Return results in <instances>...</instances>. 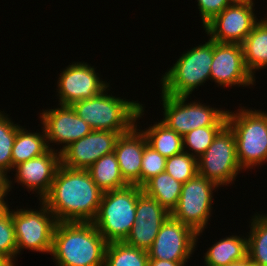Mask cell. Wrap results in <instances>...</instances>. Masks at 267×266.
<instances>
[{
	"label": "cell",
	"instance_id": "6da1fadb",
	"mask_svg": "<svg viewBox=\"0 0 267 266\" xmlns=\"http://www.w3.org/2000/svg\"><path fill=\"white\" fill-rule=\"evenodd\" d=\"M103 191L88 170L70 169L62 164L50 192L42 199L57 222H92L98 212Z\"/></svg>",
	"mask_w": 267,
	"mask_h": 266
},
{
	"label": "cell",
	"instance_id": "7a4b0ae2",
	"mask_svg": "<svg viewBox=\"0 0 267 266\" xmlns=\"http://www.w3.org/2000/svg\"><path fill=\"white\" fill-rule=\"evenodd\" d=\"M107 243L92 222H57L50 255L56 266H104Z\"/></svg>",
	"mask_w": 267,
	"mask_h": 266
},
{
	"label": "cell",
	"instance_id": "3957f363",
	"mask_svg": "<svg viewBox=\"0 0 267 266\" xmlns=\"http://www.w3.org/2000/svg\"><path fill=\"white\" fill-rule=\"evenodd\" d=\"M92 130L128 132L144 115V106L136 101L110 96L105 89L99 95L71 105Z\"/></svg>",
	"mask_w": 267,
	"mask_h": 266
},
{
	"label": "cell",
	"instance_id": "277c9868",
	"mask_svg": "<svg viewBox=\"0 0 267 266\" xmlns=\"http://www.w3.org/2000/svg\"><path fill=\"white\" fill-rule=\"evenodd\" d=\"M142 192L137 185L103 192L92 223L108 243L127 238L136 220L137 198Z\"/></svg>",
	"mask_w": 267,
	"mask_h": 266
},
{
	"label": "cell",
	"instance_id": "5b68a950",
	"mask_svg": "<svg viewBox=\"0 0 267 266\" xmlns=\"http://www.w3.org/2000/svg\"><path fill=\"white\" fill-rule=\"evenodd\" d=\"M237 112L227 111V124L235 135L239 165L253 169L267 162V112L244 107Z\"/></svg>",
	"mask_w": 267,
	"mask_h": 266
},
{
	"label": "cell",
	"instance_id": "8992f818",
	"mask_svg": "<svg viewBox=\"0 0 267 266\" xmlns=\"http://www.w3.org/2000/svg\"><path fill=\"white\" fill-rule=\"evenodd\" d=\"M213 40L188 50L161 78V93L170 96H188L198 86L211 80Z\"/></svg>",
	"mask_w": 267,
	"mask_h": 266
},
{
	"label": "cell",
	"instance_id": "52a82bcc",
	"mask_svg": "<svg viewBox=\"0 0 267 266\" xmlns=\"http://www.w3.org/2000/svg\"><path fill=\"white\" fill-rule=\"evenodd\" d=\"M164 117L161 120L168 128L180 136L207 126H224L227 123V111L216 109L200 102L187 103L188 96H170L162 93Z\"/></svg>",
	"mask_w": 267,
	"mask_h": 266
},
{
	"label": "cell",
	"instance_id": "ba28073f",
	"mask_svg": "<svg viewBox=\"0 0 267 266\" xmlns=\"http://www.w3.org/2000/svg\"><path fill=\"white\" fill-rule=\"evenodd\" d=\"M198 174L218 187L235 181L242 171L236 153L235 135L226 123L215 135L212 144L197 159Z\"/></svg>",
	"mask_w": 267,
	"mask_h": 266
},
{
	"label": "cell",
	"instance_id": "9c48e42d",
	"mask_svg": "<svg viewBox=\"0 0 267 266\" xmlns=\"http://www.w3.org/2000/svg\"><path fill=\"white\" fill-rule=\"evenodd\" d=\"M40 204L39 211L22 208L12 210L17 255L23 249L51 254L57 220L42 200Z\"/></svg>",
	"mask_w": 267,
	"mask_h": 266
},
{
	"label": "cell",
	"instance_id": "30bf717a",
	"mask_svg": "<svg viewBox=\"0 0 267 266\" xmlns=\"http://www.w3.org/2000/svg\"><path fill=\"white\" fill-rule=\"evenodd\" d=\"M218 186L197 174L182 185L181 195L171 216L189 226L198 236L207 227L213 205V190Z\"/></svg>",
	"mask_w": 267,
	"mask_h": 266
},
{
	"label": "cell",
	"instance_id": "8fae6325",
	"mask_svg": "<svg viewBox=\"0 0 267 266\" xmlns=\"http://www.w3.org/2000/svg\"><path fill=\"white\" fill-rule=\"evenodd\" d=\"M254 5L236 2L228 5L203 26L206 34L218 43L242 44L259 21L253 13Z\"/></svg>",
	"mask_w": 267,
	"mask_h": 266
},
{
	"label": "cell",
	"instance_id": "7c38bea8",
	"mask_svg": "<svg viewBox=\"0 0 267 266\" xmlns=\"http://www.w3.org/2000/svg\"><path fill=\"white\" fill-rule=\"evenodd\" d=\"M197 233L171 215L147 250L149 259L187 261L197 246Z\"/></svg>",
	"mask_w": 267,
	"mask_h": 266
},
{
	"label": "cell",
	"instance_id": "4fadbf2b",
	"mask_svg": "<svg viewBox=\"0 0 267 266\" xmlns=\"http://www.w3.org/2000/svg\"><path fill=\"white\" fill-rule=\"evenodd\" d=\"M97 74L95 68L85 62H74L66 67L57 82L59 105H72L109 90V83L102 81Z\"/></svg>",
	"mask_w": 267,
	"mask_h": 266
},
{
	"label": "cell",
	"instance_id": "5bb4252c",
	"mask_svg": "<svg viewBox=\"0 0 267 266\" xmlns=\"http://www.w3.org/2000/svg\"><path fill=\"white\" fill-rule=\"evenodd\" d=\"M123 133L126 132L92 130L60 153L61 164L70 169L87 170L102 156L114 152L117 139Z\"/></svg>",
	"mask_w": 267,
	"mask_h": 266
},
{
	"label": "cell",
	"instance_id": "9a60e30c",
	"mask_svg": "<svg viewBox=\"0 0 267 266\" xmlns=\"http://www.w3.org/2000/svg\"><path fill=\"white\" fill-rule=\"evenodd\" d=\"M211 80L218 86L254 85L255 78L245 66L241 44L218 43L213 41Z\"/></svg>",
	"mask_w": 267,
	"mask_h": 266
},
{
	"label": "cell",
	"instance_id": "2e32d148",
	"mask_svg": "<svg viewBox=\"0 0 267 266\" xmlns=\"http://www.w3.org/2000/svg\"><path fill=\"white\" fill-rule=\"evenodd\" d=\"M61 107L43 110L40 113L47 145L49 143L64 144L60 153L71 143L88 135L92 129L88 123L81 119L73 110L71 105H59Z\"/></svg>",
	"mask_w": 267,
	"mask_h": 266
},
{
	"label": "cell",
	"instance_id": "e0dca14e",
	"mask_svg": "<svg viewBox=\"0 0 267 266\" xmlns=\"http://www.w3.org/2000/svg\"><path fill=\"white\" fill-rule=\"evenodd\" d=\"M135 215V223L124 242L147 251L171 214L154 198L142 192L137 198Z\"/></svg>",
	"mask_w": 267,
	"mask_h": 266
},
{
	"label": "cell",
	"instance_id": "ac0fdd59",
	"mask_svg": "<svg viewBox=\"0 0 267 266\" xmlns=\"http://www.w3.org/2000/svg\"><path fill=\"white\" fill-rule=\"evenodd\" d=\"M60 165V152L54 148L48 149L44 154L15 166V182L21 183L30 191H37L39 200H42L50 192Z\"/></svg>",
	"mask_w": 267,
	"mask_h": 266
},
{
	"label": "cell",
	"instance_id": "d6986e66",
	"mask_svg": "<svg viewBox=\"0 0 267 266\" xmlns=\"http://www.w3.org/2000/svg\"><path fill=\"white\" fill-rule=\"evenodd\" d=\"M147 144L146 136L137 129V124L117 139L114 154L122 177L129 185L140 187L142 155Z\"/></svg>",
	"mask_w": 267,
	"mask_h": 266
},
{
	"label": "cell",
	"instance_id": "ffe728a7",
	"mask_svg": "<svg viewBox=\"0 0 267 266\" xmlns=\"http://www.w3.org/2000/svg\"><path fill=\"white\" fill-rule=\"evenodd\" d=\"M241 45L245 66L254 78L255 70L267 68V21H258Z\"/></svg>",
	"mask_w": 267,
	"mask_h": 266
},
{
	"label": "cell",
	"instance_id": "44dd1931",
	"mask_svg": "<svg viewBox=\"0 0 267 266\" xmlns=\"http://www.w3.org/2000/svg\"><path fill=\"white\" fill-rule=\"evenodd\" d=\"M246 257H248L247 238L231 235L213 244L203 258L206 266H226Z\"/></svg>",
	"mask_w": 267,
	"mask_h": 266
},
{
	"label": "cell",
	"instance_id": "7402d4cb",
	"mask_svg": "<svg viewBox=\"0 0 267 266\" xmlns=\"http://www.w3.org/2000/svg\"><path fill=\"white\" fill-rule=\"evenodd\" d=\"M182 185L168 173L162 172L148 180L141 188L171 214L178 204Z\"/></svg>",
	"mask_w": 267,
	"mask_h": 266
},
{
	"label": "cell",
	"instance_id": "603a6c76",
	"mask_svg": "<svg viewBox=\"0 0 267 266\" xmlns=\"http://www.w3.org/2000/svg\"><path fill=\"white\" fill-rule=\"evenodd\" d=\"M42 133L29 132L22 126L17 130V134L12 148V169L29 159L44 154L49 148L46 134L42 127Z\"/></svg>",
	"mask_w": 267,
	"mask_h": 266
},
{
	"label": "cell",
	"instance_id": "cb8c5ba5",
	"mask_svg": "<svg viewBox=\"0 0 267 266\" xmlns=\"http://www.w3.org/2000/svg\"><path fill=\"white\" fill-rule=\"evenodd\" d=\"M87 170L92 180L103 192L120 189L129 185L122 177L114 152L102 156Z\"/></svg>",
	"mask_w": 267,
	"mask_h": 266
},
{
	"label": "cell",
	"instance_id": "d4e9b609",
	"mask_svg": "<svg viewBox=\"0 0 267 266\" xmlns=\"http://www.w3.org/2000/svg\"><path fill=\"white\" fill-rule=\"evenodd\" d=\"M142 132L146 136L148 145L166 158L184 151L183 137L161 121Z\"/></svg>",
	"mask_w": 267,
	"mask_h": 266
},
{
	"label": "cell",
	"instance_id": "484cf974",
	"mask_svg": "<svg viewBox=\"0 0 267 266\" xmlns=\"http://www.w3.org/2000/svg\"><path fill=\"white\" fill-rule=\"evenodd\" d=\"M148 260L147 251L115 241L107 243L104 266H148Z\"/></svg>",
	"mask_w": 267,
	"mask_h": 266
},
{
	"label": "cell",
	"instance_id": "4316f807",
	"mask_svg": "<svg viewBox=\"0 0 267 266\" xmlns=\"http://www.w3.org/2000/svg\"><path fill=\"white\" fill-rule=\"evenodd\" d=\"M252 217L247 235L248 257L253 265L267 266V214Z\"/></svg>",
	"mask_w": 267,
	"mask_h": 266
},
{
	"label": "cell",
	"instance_id": "83f0119b",
	"mask_svg": "<svg viewBox=\"0 0 267 266\" xmlns=\"http://www.w3.org/2000/svg\"><path fill=\"white\" fill-rule=\"evenodd\" d=\"M6 113L0 112V169L10 172L12 170V148L17 134L21 127L14 124Z\"/></svg>",
	"mask_w": 267,
	"mask_h": 266
},
{
	"label": "cell",
	"instance_id": "f1b7e54d",
	"mask_svg": "<svg viewBox=\"0 0 267 266\" xmlns=\"http://www.w3.org/2000/svg\"><path fill=\"white\" fill-rule=\"evenodd\" d=\"M165 172L184 184L198 174L197 158L182 152L166 159Z\"/></svg>",
	"mask_w": 267,
	"mask_h": 266
},
{
	"label": "cell",
	"instance_id": "f546056e",
	"mask_svg": "<svg viewBox=\"0 0 267 266\" xmlns=\"http://www.w3.org/2000/svg\"><path fill=\"white\" fill-rule=\"evenodd\" d=\"M223 126H207L194 129L183 136V150L195 158H199L212 144L215 135ZM188 146V147H187ZM192 151V153L188 150ZM194 152V153H193Z\"/></svg>",
	"mask_w": 267,
	"mask_h": 266
},
{
	"label": "cell",
	"instance_id": "4dcf8cb0",
	"mask_svg": "<svg viewBox=\"0 0 267 266\" xmlns=\"http://www.w3.org/2000/svg\"><path fill=\"white\" fill-rule=\"evenodd\" d=\"M0 254L7 257L15 265L17 243L12 221V211H10L9 207L0 215Z\"/></svg>",
	"mask_w": 267,
	"mask_h": 266
},
{
	"label": "cell",
	"instance_id": "1f68e13d",
	"mask_svg": "<svg viewBox=\"0 0 267 266\" xmlns=\"http://www.w3.org/2000/svg\"><path fill=\"white\" fill-rule=\"evenodd\" d=\"M166 159V157L155 151L148 144L145 146L142 155L140 187L154 176L165 172Z\"/></svg>",
	"mask_w": 267,
	"mask_h": 266
},
{
	"label": "cell",
	"instance_id": "d6a6232c",
	"mask_svg": "<svg viewBox=\"0 0 267 266\" xmlns=\"http://www.w3.org/2000/svg\"><path fill=\"white\" fill-rule=\"evenodd\" d=\"M197 2L203 26L233 3L232 0H197Z\"/></svg>",
	"mask_w": 267,
	"mask_h": 266
},
{
	"label": "cell",
	"instance_id": "836d02e7",
	"mask_svg": "<svg viewBox=\"0 0 267 266\" xmlns=\"http://www.w3.org/2000/svg\"><path fill=\"white\" fill-rule=\"evenodd\" d=\"M7 176V172L0 169V199H5L4 197L8 195L12 188V181Z\"/></svg>",
	"mask_w": 267,
	"mask_h": 266
},
{
	"label": "cell",
	"instance_id": "e575fe53",
	"mask_svg": "<svg viewBox=\"0 0 267 266\" xmlns=\"http://www.w3.org/2000/svg\"><path fill=\"white\" fill-rule=\"evenodd\" d=\"M187 261H168V260H157L149 259L148 266H184Z\"/></svg>",
	"mask_w": 267,
	"mask_h": 266
},
{
	"label": "cell",
	"instance_id": "d590c367",
	"mask_svg": "<svg viewBox=\"0 0 267 266\" xmlns=\"http://www.w3.org/2000/svg\"><path fill=\"white\" fill-rule=\"evenodd\" d=\"M252 265L253 263L251 262V259L249 257H246L241 261L233 262L226 266H252Z\"/></svg>",
	"mask_w": 267,
	"mask_h": 266
},
{
	"label": "cell",
	"instance_id": "8d00e7d4",
	"mask_svg": "<svg viewBox=\"0 0 267 266\" xmlns=\"http://www.w3.org/2000/svg\"><path fill=\"white\" fill-rule=\"evenodd\" d=\"M0 266H15L7 257L0 254Z\"/></svg>",
	"mask_w": 267,
	"mask_h": 266
},
{
	"label": "cell",
	"instance_id": "74e56055",
	"mask_svg": "<svg viewBox=\"0 0 267 266\" xmlns=\"http://www.w3.org/2000/svg\"><path fill=\"white\" fill-rule=\"evenodd\" d=\"M8 204L4 199H0V215L8 208Z\"/></svg>",
	"mask_w": 267,
	"mask_h": 266
},
{
	"label": "cell",
	"instance_id": "f35d334b",
	"mask_svg": "<svg viewBox=\"0 0 267 266\" xmlns=\"http://www.w3.org/2000/svg\"><path fill=\"white\" fill-rule=\"evenodd\" d=\"M232 2L254 4V1L253 0H232Z\"/></svg>",
	"mask_w": 267,
	"mask_h": 266
}]
</instances>
